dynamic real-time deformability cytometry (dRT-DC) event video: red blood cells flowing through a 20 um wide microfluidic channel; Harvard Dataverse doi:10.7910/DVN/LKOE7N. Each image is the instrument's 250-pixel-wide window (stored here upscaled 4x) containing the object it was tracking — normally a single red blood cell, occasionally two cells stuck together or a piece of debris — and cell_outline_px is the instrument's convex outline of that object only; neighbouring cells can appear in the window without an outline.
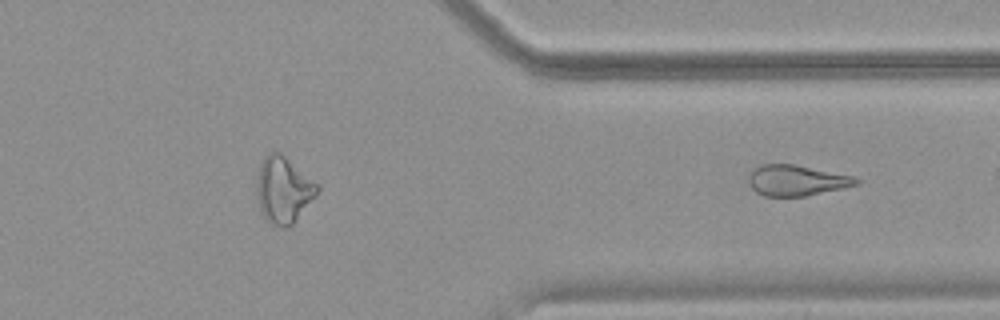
{"species": "common noctule bat (a hibernating species)", "species_latin": "Nyctalus noctula", "temperature_condition": "warm", "stored_images_in_passage": 29, "segment_of_instrument_passage": [2, 2], "camera_frame_rate_fps": 3000, "um_per_image_px": 0.085, "animal": {"sex": "female", "body_mass_g": 18.4}, "frame": {"image": 1, "passage_image": 29, "time_ms": 9.333, "image_size_px": [1000, 320], "cell_outline_px": [[860, 184], [844, 188], [804, 196], [764, 196], [756, 192], [752, 188], [748, 180], [748, 176], [756, 168], [764, 164], [792, 164], [852, 176], [860, 180]], "centroid_in_image_um": [67.71, 15.35], "position_along_channel_um": 343.7, "area_um2": 18.96}}